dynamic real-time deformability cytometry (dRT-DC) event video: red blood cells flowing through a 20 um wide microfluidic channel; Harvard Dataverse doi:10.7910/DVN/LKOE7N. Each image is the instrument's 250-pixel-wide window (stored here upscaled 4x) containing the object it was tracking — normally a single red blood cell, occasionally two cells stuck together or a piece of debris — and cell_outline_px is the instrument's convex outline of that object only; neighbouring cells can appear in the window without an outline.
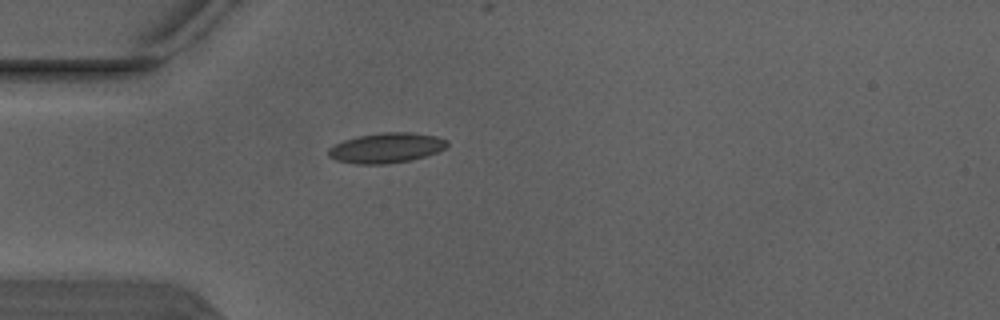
{"species": "Egyptian fruit bat (a non-hibernating species)", "species_latin": "Rousettus aegyptiacus", "temperature_condition": "warm", "stored_images_in_passage": 1, "camera_frame_rate_fps": 3000, "um_per_image_px": 0.085, "animal": {"sex": "male"}, "frame": {"image": 1, "passage_image": 1, "time_ms": 0.0, "image_size_px": [1000, 320], "cell_outline_px": [[448, 144], [444, 148], [436, 152], [412, 160], [384, 164], [356, 164], [336, 160], [328, 156], [328, 148], [344, 140], [360, 136], [380, 132], [408, 132], [436, 136], [448, 140]], "centroid_in_image_um": [32.83, 12.57], "position_along_channel_um": 52.2, "area_um2": 20.69}}